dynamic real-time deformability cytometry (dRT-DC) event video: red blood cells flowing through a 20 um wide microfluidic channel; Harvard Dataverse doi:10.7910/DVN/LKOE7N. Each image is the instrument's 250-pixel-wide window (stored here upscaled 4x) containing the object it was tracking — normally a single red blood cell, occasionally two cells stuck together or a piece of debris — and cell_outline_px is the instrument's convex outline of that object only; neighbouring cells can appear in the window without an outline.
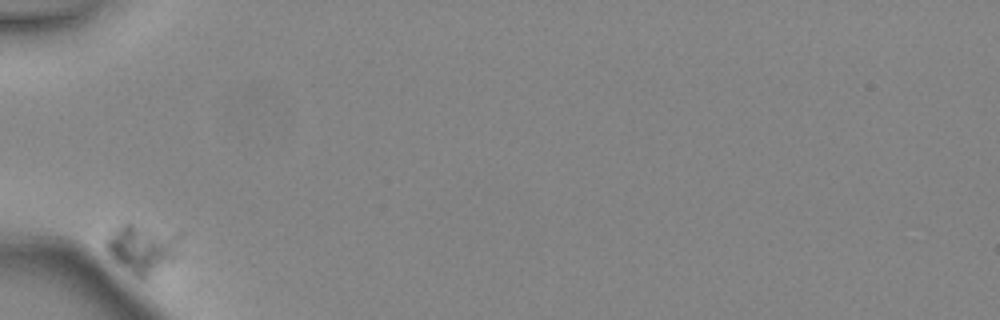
{"species": "common noctule bat (a hibernating species)", "species_latin": "Nyctalus noctula", "temperature_condition": "warm", "stored_images_in_passage": 32, "camera_frame_rate_fps": 3000, "um_per_image_px": 0.085, "animal": {"sex": "female", "body_mass_g": 24.6, "forearm_length_mm": 56.2}, "frame": {"image": 1, "passage_image": 1, "time_ms": 0.0, "image_size_px": [1000, 320], "cell_outline_px": [[184, 232], [176, 256], [172, 260], [144, 280], [140, 280], [120, 264], [104, 248], [104, 240], [116, 228], [124, 224], [132, 224]], "centroid_in_image_um": [12.15, 21.09], "position_along_channel_um": 72.8, "area_um2": 21.21}}
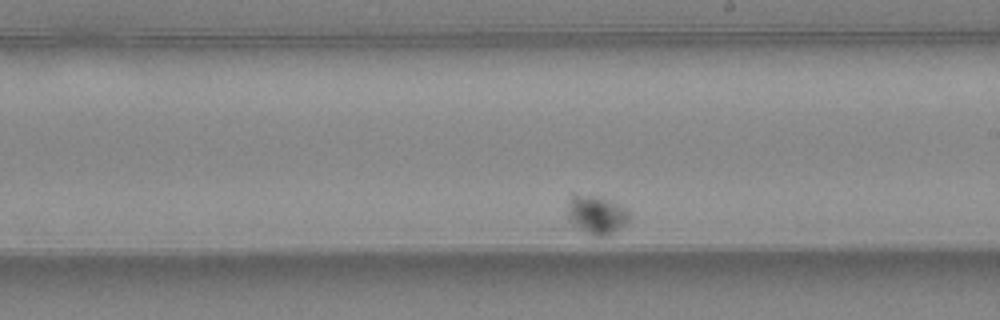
{"frame": {"image": 2, "passage_image": 19, "time_ms": 6.0, "image_size_px": [1000, 320], "cell_outline_px": [[632, 216], [616, 232], [604, 236], [592, 236], [584, 232], [572, 224], [568, 220], [568, 208], [572, 192], [576, 192], [600, 196], [628, 208], [632, 212]], "centroid_in_image_um": [50.72, 18.22], "position_along_channel_um": 238.3, "area_um2": 14.45}}
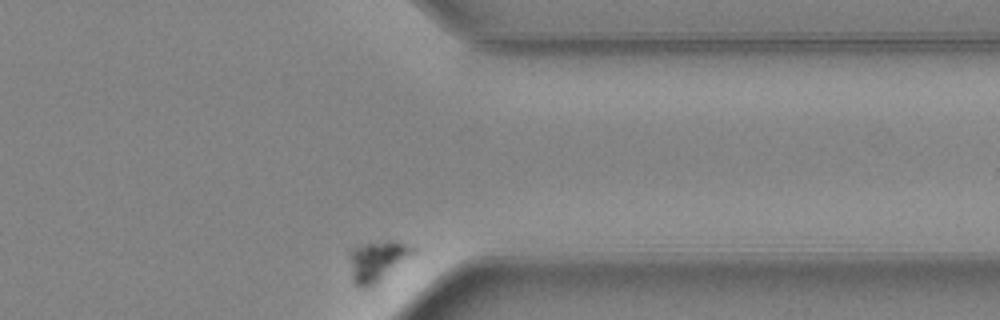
{"frame": {"image": 3, "passage_image": 32, "time_ms": 10.333, "image_size_px": [1000, 320], "cell_outline_px": [[416, 252], [376, 284], [356, 284], [352, 280], [348, 256], [348, 252], [356, 244], [384, 240], [396, 240], [416, 248]], "centroid_in_image_um": [32.05, 22.09], "position_along_channel_um": 379.3, "area_um2": 15.03}}